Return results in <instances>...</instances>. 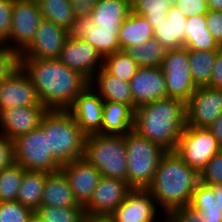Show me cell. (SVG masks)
<instances>
[{
	"label": "cell",
	"instance_id": "4fadbf2b",
	"mask_svg": "<svg viewBox=\"0 0 222 222\" xmlns=\"http://www.w3.org/2000/svg\"><path fill=\"white\" fill-rule=\"evenodd\" d=\"M68 38V31L42 18L32 42L20 54V59H58Z\"/></svg>",
	"mask_w": 222,
	"mask_h": 222
},
{
	"label": "cell",
	"instance_id": "e0dca14e",
	"mask_svg": "<svg viewBox=\"0 0 222 222\" xmlns=\"http://www.w3.org/2000/svg\"><path fill=\"white\" fill-rule=\"evenodd\" d=\"M119 29L98 28L90 16L77 17L68 31L70 39H81L89 42L104 58L120 51L118 40Z\"/></svg>",
	"mask_w": 222,
	"mask_h": 222
},
{
	"label": "cell",
	"instance_id": "d4e9b609",
	"mask_svg": "<svg viewBox=\"0 0 222 222\" xmlns=\"http://www.w3.org/2000/svg\"><path fill=\"white\" fill-rule=\"evenodd\" d=\"M134 127V110L127 104L104 101L101 135H125Z\"/></svg>",
	"mask_w": 222,
	"mask_h": 222
},
{
	"label": "cell",
	"instance_id": "7c38bea8",
	"mask_svg": "<svg viewBox=\"0 0 222 222\" xmlns=\"http://www.w3.org/2000/svg\"><path fill=\"white\" fill-rule=\"evenodd\" d=\"M133 190L127 181L101 177L92 197L84 206L87 216L109 217Z\"/></svg>",
	"mask_w": 222,
	"mask_h": 222
},
{
	"label": "cell",
	"instance_id": "d590c367",
	"mask_svg": "<svg viewBox=\"0 0 222 222\" xmlns=\"http://www.w3.org/2000/svg\"><path fill=\"white\" fill-rule=\"evenodd\" d=\"M103 67L111 75L126 82H130L139 68L137 63L123 50L105 56Z\"/></svg>",
	"mask_w": 222,
	"mask_h": 222
},
{
	"label": "cell",
	"instance_id": "6da1fadb",
	"mask_svg": "<svg viewBox=\"0 0 222 222\" xmlns=\"http://www.w3.org/2000/svg\"><path fill=\"white\" fill-rule=\"evenodd\" d=\"M41 104L48 110H68L89 81L59 59H21Z\"/></svg>",
	"mask_w": 222,
	"mask_h": 222
},
{
	"label": "cell",
	"instance_id": "f35d334b",
	"mask_svg": "<svg viewBox=\"0 0 222 222\" xmlns=\"http://www.w3.org/2000/svg\"><path fill=\"white\" fill-rule=\"evenodd\" d=\"M199 175L200 182L205 185L214 186L222 184V149L209 160Z\"/></svg>",
	"mask_w": 222,
	"mask_h": 222
},
{
	"label": "cell",
	"instance_id": "7dc6e473",
	"mask_svg": "<svg viewBox=\"0 0 222 222\" xmlns=\"http://www.w3.org/2000/svg\"><path fill=\"white\" fill-rule=\"evenodd\" d=\"M209 87L222 90V47L217 51Z\"/></svg>",
	"mask_w": 222,
	"mask_h": 222
},
{
	"label": "cell",
	"instance_id": "ab89813d",
	"mask_svg": "<svg viewBox=\"0 0 222 222\" xmlns=\"http://www.w3.org/2000/svg\"><path fill=\"white\" fill-rule=\"evenodd\" d=\"M21 67L20 54L7 46L0 48V83Z\"/></svg>",
	"mask_w": 222,
	"mask_h": 222
},
{
	"label": "cell",
	"instance_id": "8d00e7d4",
	"mask_svg": "<svg viewBox=\"0 0 222 222\" xmlns=\"http://www.w3.org/2000/svg\"><path fill=\"white\" fill-rule=\"evenodd\" d=\"M24 170L22 166L14 164L0 172V202L16 200Z\"/></svg>",
	"mask_w": 222,
	"mask_h": 222
},
{
	"label": "cell",
	"instance_id": "cb8c5ba5",
	"mask_svg": "<svg viewBox=\"0 0 222 222\" xmlns=\"http://www.w3.org/2000/svg\"><path fill=\"white\" fill-rule=\"evenodd\" d=\"M189 205L203 213L204 222H222V184L209 186L199 182Z\"/></svg>",
	"mask_w": 222,
	"mask_h": 222
},
{
	"label": "cell",
	"instance_id": "5bb4252c",
	"mask_svg": "<svg viewBox=\"0 0 222 222\" xmlns=\"http://www.w3.org/2000/svg\"><path fill=\"white\" fill-rule=\"evenodd\" d=\"M159 208L147 189H133L116 210L109 216L113 222H165L157 214ZM157 220V221H156Z\"/></svg>",
	"mask_w": 222,
	"mask_h": 222
},
{
	"label": "cell",
	"instance_id": "52a82bcc",
	"mask_svg": "<svg viewBox=\"0 0 222 222\" xmlns=\"http://www.w3.org/2000/svg\"><path fill=\"white\" fill-rule=\"evenodd\" d=\"M14 141L15 164L25 170L56 172L61 166L48 151L47 134L38 127L19 136Z\"/></svg>",
	"mask_w": 222,
	"mask_h": 222
},
{
	"label": "cell",
	"instance_id": "d6986e66",
	"mask_svg": "<svg viewBox=\"0 0 222 222\" xmlns=\"http://www.w3.org/2000/svg\"><path fill=\"white\" fill-rule=\"evenodd\" d=\"M104 100L89 85L74 100L68 111L86 135L101 134Z\"/></svg>",
	"mask_w": 222,
	"mask_h": 222
},
{
	"label": "cell",
	"instance_id": "f6af8a7d",
	"mask_svg": "<svg viewBox=\"0 0 222 222\" xmlns=\"http://www.w3.org/2000/svg\"><path fill=\"white\" fill-rule=\"evenodd\" d=\"M207 29L222 47V12L209 10L206 14Z\"/></svg>",
	"mask_w": 222,
	"mask_h": 222
},
{
	"label": "cell",
	"instance_id": "ba28073f",
	"mask_svg": "<svg viewBox=\"0 0 222 222\" xmlns=\"http://www.w3.org/2000/svg\"><path fill=\"white\" fill-rule=\"evenodd\" d=\"M221 149L208 128L185 126L174 151L186 164L200 173Z\"/></svg>",
	"mask_w": 222,
	"mask_h": 222
},
{
	"label": "cell",
	"instance_id": "5b68a950",
	"mask_svg": "<svg viewBox=\"0 0 222 222\" xmlns=\"http://www.w3.org/2000/svg\"><path fill=\"white\" fill-rule=\"evenodd\" d=\"M124 138L127 182L133 189H147L154 178L161 157L167 151L133 129L127 132Z\"/></svg>",
	"mask_w": 222,
	"mask_h": 222
},
{
	"label": "cell",
	"instance_id": "ee69618b",
	"mask_svg": "<svg viewBox=\"0 0 222 222\" xmlns=\"http://www.w3.org/2000/svg\"><path fill=\"white\" fill-rule=\"evenodd\" d=\"M15 164L14 141L0 132V172Z\"/></svg>",
	"mask_w": 222,
	"mask_h": 222
},
{
	"label": "cell",
	"instance_id": "60d3db41",
	"mask_svg": "<svg viewBox=\"0 0 222 222\" xmlns=\"http://www.w3.org/2000/svg\"><path fill=\"white\" fill-rule=\"evenodd\" d=\"M165 222H204L203 213L185 205L169 212L165 216Z\"/></svg>",
	"mask_w": 222,
	"mask_h": 222
},
{
	"label": "cell",
	"instance_id": "d6a6232c",
	"mask_svg": "<svg viewBox=\"0 0 222 222\" xmlns=\"http://www.w3.org/2000/svg\"><path fill=\"white\" fill-rule=\"evenodd\" d=\"M166 48L155 38L147 40L144 44L127 47L124 52L128 54L139 67H161Z\"/></svg>",
	"mask_w": 222,
	"mask_h": 222
},
{
	"label": "cell",
	"instance_id": "9a60e30c",
	"mask_svg": "<svg viewBox=\"0 0 222 222\" xmlns=\"http://www.w3.org/2000/svg\"><path fill=\"white\" fill-rule=\"evenodd\" d=\"M58 59L88 81L103 67L104 61L89 42L70 38L66 40Z\"/></svg>",
	"mask_w": 222,
	"mask_h": 222
},
{
	"label": "cell",
	"instance_id": "7bdbcfd3",
	"mask_svg": "<svg viewBox=\"0 0 222 222\" xmlns=\"http://www.w3.org/2000/svg\"><path fill=\"white\" fill-rule=\"evenodd\" d=\"M14 0H0V40L4 42L11 33Z\"/></svg>",
	"mask_w": 222,
	"mask_h": 222
},
{
	"label": "cell",
	"instance_id": "f907efd6",
	"mask_svg": "<svg viewBox=\"0 0 222 222\" xmlns=\"http://www.w3.org/2000/svg\"><path fill=\"white\" fill-rule=\"evenodd\" d=\"M83 222H113L109 217L85 216Z\"/></svg>",
	"mask_w": 222,
	"mask_h": 222
},
{
	"label": "cell",
	"instance_id": "ac0fdd59",
	"mask_svg": "<svg viewBox=\"0 0 222 222\" xmlns=\"http://www.w3.org/2000/svg\"><path fill=\"white\" fill-rule=\"evenodd\" d=\"M129 83L133 110L139 105L167 97L165 75L161 67H139Z\"/></svg>",
	"mask_w": 222,
	"mask_h": 222
},
{
	"label": "cell",
	"instance_id": "74e56055",
	"mask_svg": "<svg viewBox=\"0 0 222 222\" xmlns=\"http://www.w3.org/2000/svg\"><path fill=\"white\" fill-rule=\"evenodd\" d=\"M34 212L20 202H0V222H31Z\"/></svg>",
	"mask_w": 222,
	"mask_h": 222
},
{
	"label": "cell",
	"instance_id": "681fc988",
	"mask_svg": "<svg viewBox=\"0 0 222 222\" xmlns=\"http://www.w3.org/2000/svg\"><path fill=\"white\" fill-rule=\"evenodd\" d=\"M207 5L209 10L222 12V0H207Z\"/></svg>",
	"mask_w": 222,
	"mask_h": 222
},
{
	"label": "cell",
	"instance_id": "f5cc1de1",
	"mask_svg": "<svg viewBox=\"0 0 222 222\" xmlns=\"http://www.w3.org/2000/svg\"><path fill=\"white\" fill-rule=\"evenodd\" d=\"M4 46V43L0 40V48Z\"/></svg>",
	"mask_w": 222,
	"mask_h": 222
},
{
	"label": "cell",
	"instance_id": "bcb514c9",
	"mask_svg": "<svg viewBox=\"0 0 222 222\" xmlns=\"http://www.w3.org/2000/svg\"><path fill=\"white\" fill-rule=\"evenodd\" d=\"M97 2L98 0H70L76 18L90 16Z\"/></svg>",
	"mask_w": 222,
	"mask_h": 222
},
{
	"label": "cell",
	"instance_id": "603a6c76",
	"mask_svg": "<svg viewBox=\"0 0 222 222\" xmlns=\"http://www.w3.org/2000/svg\"><path fill=\"white\" fill-rule=\"evenodd\" d=\"M187 19L173 4L167 12L166 20L154 28V38L166 50L184 47Z\"/></svg>",
	"mask_w": 222,
	"mask_h": 222
},
{
	"label": "cell",
	"instance_id": "4316f807",
	"mask_svg": "<svg viewBox=\"0 0 222 222\" xmlns=\"http://www.w3.org/2000/svg\"><path fill=\"white\" fill-rule=\"evenodd\" d=\"M130 12V0H98L90 18L98 28L120 29Z\"/></svg>",
	"mask_w": 222,
	"mask_h": 222
},
{
	"label": "cell",
	"instance_id": "ffe728a7",
	"mask_svg": "<svg viewBox=\"0 0 222 222\" xmlns=\"http://www.w3.org/2000/svg\"><path fill=\"white\" fill-rule=\"evenodd\" d=\"M61 170L68 178L77 203L85 206L102 177L101 173L85 157L61 166Z\"/></svg>",
	"mask_w": 222,
	"mask_h": 222
},
{
	"label": "cell",
	"instance_id": "44dd1931",
	"mask_svg": "<svg viewBox=\"0 0 222 222\" xmlns=\"http://www.w3.org/2000/svg\"><path fill=\"white\" fill-rule=\"evenodd\" d=\"M48 109L44 106H18L0 113V132L15 140L19 136L40 127Z\"/></svg>",
	"mask_w": 222,
	"mask_h": 222
},
{
	"label": "cell",
	"instance_id": "7402d4cb",
	"mask_svg": "<svg viewBox=\"0 0 222 222\" xmlns=\"http://www.w3.org/2000/svg\"><path fill=\"white\" fill-rule=\"evenodd\" d=\"M89 85L104 101L124 103L133 109L130 83L111 75L104 67L93 76Z\"/></svg>",
	"mask_w": 222,
	"mask_h": 222
},
{
	"label": "cell",
	"instance_id": "4dcf8cb0",
	"mask_svg": "<svg viewBox=\"0 0 222 222\" xmlns=\"http://www.w3.org/2000/svg\"><path fill=\"white\" fill-rule=\"evenodd\" d=\"M218 50H188L189 68L197 87L210 84Z\"/></svg>",
	"mask_w": 222,
	"mask_h": 222
},
{
	"label": "cell",
	"instance_id": "2e32d148",
	"mask_svg": "<svg viewBox=\"0 0 222 222\" xmlns=\"http://www.w3.org/2000/svg\"><path fill=\"white\" fill-rule=\"evenodd\" d=\"M18 106H43L30 77L21 67L0 83V113Z\"/></svg>",
	"mask_w": 222,
	"mask_h": 222
},
{
	"label": "cell",
	"instance_id": "c3c4849f",
	"mask_svg": "<svg viewBox=\"0 0 222 222\" xmlns=\"http://www.w3.org/2000/svg\"><path fill=\"white\" fill-rule=\"evenodd\" d=\"M208 129L211 131L212 135L217 139L218 144L222 147V112L212 123Z\"/></svg>",
	"mask_w": 222,
	"mask_h": 222
},
{
	"label": "cell",
	"instance_id": "8992f818",
	"mask_svg": "<svg viewBox=\"0 0 222 222\" xmlns=\"http://www.w3.org/2000/svg\"><path fill=\"white\" fill-rule=\"evenodd\" d=\"M84 157L101 173V176L127 181L124 135H87Z\"/></svg>",
	"mask_w": 222,
	"mask_h": 222
},
{
	"label": "cell",
	"instance_id": "9c48e42d",
	"mask_svg": "<svg viewBox=\"0 0 222 222\" xmlns=\"http://www.w3.org/2000/svg\"><path fill=\"white\" fill-rule=\"evenodd\" d=\"M161 68L165 75L167 97L186 103L198 88L190 72L188 49L167 50Z\"/></svg>",
	"mask_w": 222,
	"mask_h": 222
},
{
	"label": "cell",
	"instance_id": "b9f144b4",
	"mask_svg": "<svg viewBox=\"0 0 222 222\" xmlns=\"http://www.w3.org/2000/svg\"><path fill=\"white\" fill-rule=\"evenodd\" d=\"M174 5L186 17L206 15L209 11L207 0H174Z\"/></svg>",
	"mask_w": 222,
	"mask_h": 222
},
{
	"label": "cell",
	"instance_id": "277c9868",
	"mask_svg": "<svg viewBox=\"0 0 222 222\" xmlns=\"http://www.w3.org/2000/svg\"><path fill=\"white\" fill-rule=\"evenodd\" d=\"M40 128L47 134L48 151L60 166L84 157L87 135L68 110H48Z\"/></svg>",
	"mask_w": 222,
	"mask_h": 222
},
{
	"label": "cell",
	"instance_id": "836d02e7",
	"mask_svg": "<svg viewBox=\"0 0 222 222\" xmlns=\"http://www.w3.org/2000/svg\"><path fill=\"white\" fill-rule=\"evenodd\" d=\"M174 0H132L131 11L145 17L153 29L166 20Z\"/></svg>",
	"mask_w": 222,
	"mask_h": 222
},
{
	"label": "cell",
	"instance_id": "f1b7e54d",
	"mask_svg": "<svg viewBox=\"0 0 222 222\" xmlns=\"http://www.w3.org/2000/svg\"><path fill=\"white\" fill-rule=\"evenodd\" d=\"M184 47L188 50H219L221 46L207 29L206 15L188 17Z\"/></svg>",
	"mask_w": 222,
	"mask_h": 222
},
{
	"label": "cell",
	"instance_id": "8fae6325",
	"mask_svg": "<svg viewBox=\"0 0 222 222\" xmlns=\"http://www.w3.org/2000/svg\"><path fill=\"white\" fill-rule=\"evenodd\" d=\"M222 112V90L198 87L185 103V126L208 128Z\"/></svg>",
	"mask_w": 222,
	"mask_h": 222
},
{
	"label": "cell",
	"instance_id": "484cf974",
	"mask_svg": "<svg viewBox=\"0 0 222 222\" xmlns=\"http://www.w3.org/2000/svg\"><path fill=\"white\" fill-rule=\"evenodd\" d=\"M41 205L55 208L81 206L74 198L68 178L61 169L56 172L48 173L42 194Z\"/></svg>",
	"mask_w": 222,
	"mask_h": 222
},
{
	"label": "cell",
	"instance_id": "1f68e13d",
	"mask_svg": "<svg viewBox=\"0 0 222 222\" xmlns=\"http://www.w3.org/2000/svg\"><path fill=\"white\" fill-rule=\"evenodd\" d=\"M44 19L69 31L76 19L70 0H40L38 2Z\"/></svg>",
	"mask_w": 222,
	"mask_h": 222
},
{
	"label": "cell",
	"instance_id": "f546056e",
	"mask_svg": "<svg viewBox=\"0 0 222 222\" xmlns=\"http://www.w3.org/2000/svg\"><path fill=\"white\" fill-rule=\"evenodd\" d=\"M47 176L44 171L24 170L16 201L33 212L39 208Z\"/></svg>",
	"mask_w": 222,
	"mask_h": 222
},
{
	"label": "cell",
	"instance_id": "30bf717a",
	"mask_svg": "<svg viewBox=\"0 0 222 222\" xmlns=\"http://www.w3.org/2000/svg\"><path fill=\"white\" fill-rule=\"evenodd\" d=\"M42 18L38 2L14 0L11 33L4 45L21 54L32 42Z\"/></svg>",
	"mask_w": 222,
	"mask_h": 222
},
{
	"label": "cell",
	"instance_id": "7a4b0ae2",
	"mask_svg": "<svg viewBox=\"0 0 222 222\" xmlns=\"http://www.w3.org/2000/svg\"><path fill=\"white\" fill-rule=\"evenodd\" d=\"M199 182L200 175L196 170L186 164L175 151H167L161 157L147 190L160 209L159 213L166 216L173 209L190 204Z\"/></svg>",
	"mask_w": 222,
	"mask_h": 222
},
{
	"label": "cell",
	"instance_id": "83f0119b",
	"mask_svg": "<svg viewBox=\"0 0 222 222\" xmlns=\"http://www.w3.org/2000/svg\"><path fill=\"white\" fill-rule=\"evenodd\" d=\"M154 38V29L148 20L138 14L129 13L128 17L120 25L118 32L119 48L138 47L147 40Z\"/></svg>",
	"mask_w": 222,
	"mask_h": 222
},
{
	"label": "cell",
	"instance_id": "816d5d0a",
	"mask_svg": "<svg viewBox=\"0 0 222 222\" xmlns=\"http://www.w3.org/2000/svg\"><path fill=\"white\" fill-rule=\"evenodd\" d=\"M31 222H41L39 220H37L35 217L32 218Z\"/></svg>",
	"mask_w": 222,
	"mask_h": 222
},
{
	"label": "cell",
	"instance_id": "3957f363",
	"mask_svg": "<svg viewBox=\"0 0 222 222\" xmlns=\"http://www.w3.org/2000/svg\"><path fill=\"white\" fill-rule=\"evenodd\" d=\"M185 128V103L166 97L139 105L134 110V127L138 134L174 151Z\"/></svg>",
	"mask_w": 222,
	"mask_h": 222
},
{
	"label": "cell",
	"instance_id": "e575fe53",
	"mask_svg": "<svg viewBox=\"0 0 222 222\" xmlns=\"http://www.w3.org/2000/svg\"><path fill=\"white\" fill-rule=\"evenodd\" d=\"M85 216L82 205L58 208L41 205L34 211V217L41 222H83Z\"/></svg>",
	"mask_w": 222,
	"mask_h": 222
}]
</instances>
